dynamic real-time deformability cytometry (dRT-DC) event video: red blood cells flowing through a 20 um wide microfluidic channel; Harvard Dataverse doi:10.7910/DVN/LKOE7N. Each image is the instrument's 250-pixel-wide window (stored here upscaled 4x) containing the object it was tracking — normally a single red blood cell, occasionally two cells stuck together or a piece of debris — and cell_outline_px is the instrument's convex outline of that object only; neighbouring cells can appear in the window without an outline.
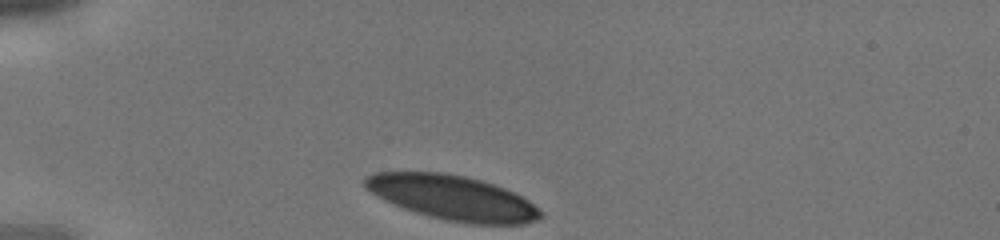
{"species": "human", "species_latin": "Homo sapiens", "temperature_condition": "cold", "stored_images_in_passage": 26, "camera_frame_rate_fps": 3000, "um_per_image_px": 0.085, "donor": {"sex": "male"}, "frame": {"image": 1, "passage_image": 1, "time_ms": 0.0, "image_size_px": [1000, 240], "cell_outline_px": [[544, 216], [540, 220], [524, 224], [468, 224], [448, 220], [416, 212], [404, 208], [384, 200], [376, 196], [364, 188], [364, 176], [372, 172], [440, 172], [464, 176], [480, 180], [504, 188], [528, 200], [540, 208], [544, 212]], "centroid_in_image_um": [38.48, 16.81], "position_along_channel_um": 46.5, "area_um2": 45.78}}
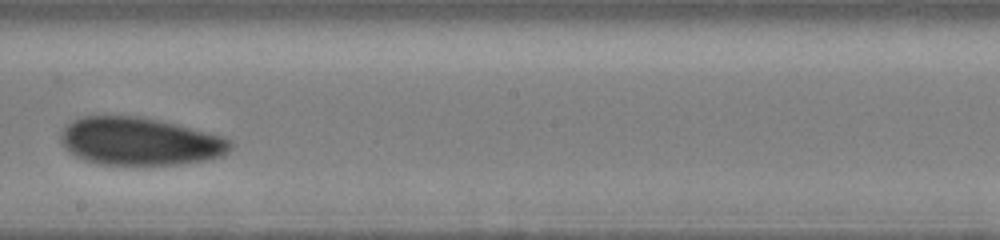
{"frame": {"image": 2, "passage_image": 15, "time_ms": 4.667, "image_size_px": [1000, 240], "cell_outline_px": [[236, 144], [224, 156], [208, 160], [184, 164], [100, 164], [84, 160], [76, 156], [60, 140], [60, 136], [64, 128], [72, 120], [84, 116], [140, 116], [160, 120], [224, 136], [232, 140]], "centroid_in_image_um": [11.97, 12.01], "position_along_channel_um": 236.2, "area_um2": 47.4}}
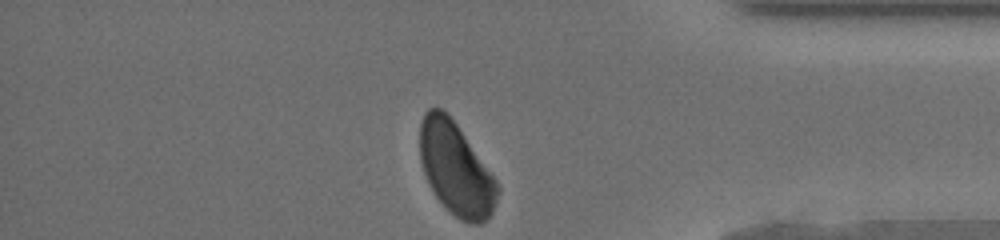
{"frame": {"image": 3, "passage_image": 26, "time_ms": 8.333, "image_size_px": [1000, 240], "cell_outline_px": [[500, 192], [496, 204], [492, 212], [480, 224], [472, 224], [460, 220], [436, 196], [424, 172], [420, 160], [420, 124], [424, 112], [428, 108], [440, 108], [456, 124], [496, 180], [500, 188]], "centroid_in_image_um": [38.75, 14.37], "position_along_channel_um": 396.4, "area_um2": 41.04}}